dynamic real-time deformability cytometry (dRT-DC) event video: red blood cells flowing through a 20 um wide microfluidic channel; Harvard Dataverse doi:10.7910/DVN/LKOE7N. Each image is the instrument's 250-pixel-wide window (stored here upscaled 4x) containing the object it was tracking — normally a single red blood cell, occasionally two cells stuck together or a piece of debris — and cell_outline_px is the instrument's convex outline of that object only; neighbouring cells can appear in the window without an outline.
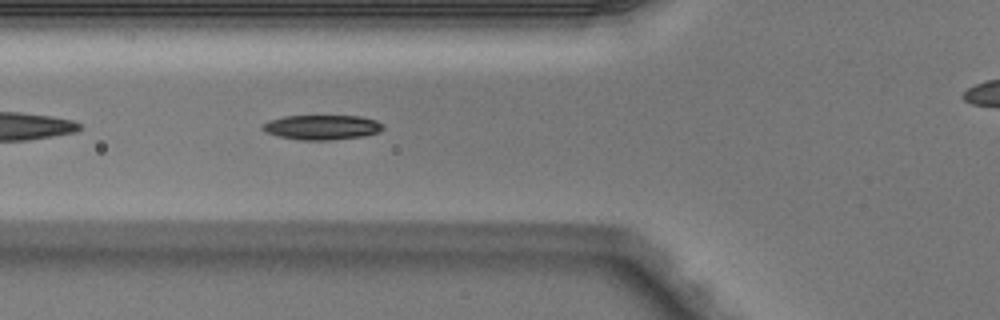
{"species": "Egyptian fruit bat (a non-hibernating species)", "species_latin": "Rousettus aegyptiacus", "temperature_condition": "warm", "stored_images_in_passage": 33, "camera_frame_rate_fps": 3000, "um_per_image_px": 0.085, "animal": {"sex": "male"}, "frame": {"image": 1, "passage_image": 4, "time_ms": 1.0, "image_size_px": [1000, 320], "cell_outline_px": [[384, 128], [380, 132], [364, 136], [328, 140], [300, 140], [276, 136], [264, 132], [260, 128], [260, 124], [268, 120], [284, 116], [360, 116], [376, 120], [384, 124]], "centroid_in_image_um": [27.32, 10.82], "position_along_channel_um": 98.5, "area_um2": 17.69}}
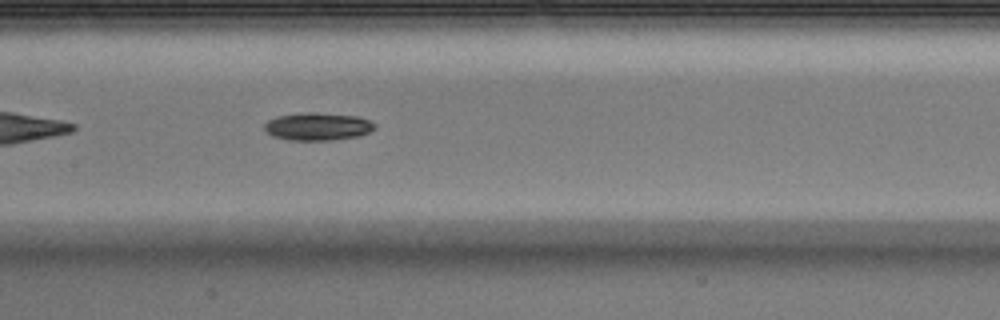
{"frame": {"image": 2, "passage_image": 10, "time_ms": 3.0, "image_size_px": [1000, 320], "cell_outline_px": [[376, 128], [360, 136], [328, 140], [288, 140], [272, 136], [264, 132], [264, 124], [268, 120], [276, 116], [308, 112], [360, 116], [376, 124]], "centroid_in_image_um": [26.98, 10.75], "position_along_channel_um": 180.4, "area_um2": 17.92}}
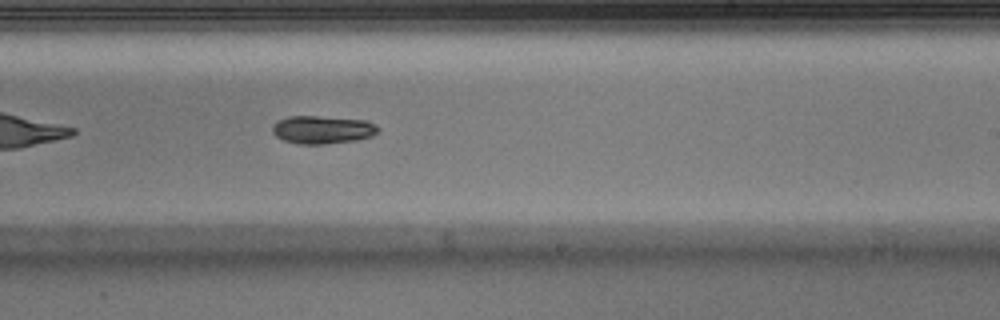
{"frame": {"image": 3, "passage_image": 16, "time_ms": 5.0, "image_size_px": [1000, 320], "cell_outline_px": [[380, 128], [372, 136], [356, 140], [324, 144], [300, 144], [284, 140], [276, 136], [272, 132], [272, 128], [276, 120], [288, 116], [316, 116], [368, 120], [376, 124]], "centroid_in_image_um": [27.41, 11.01], "position_along_channel_um": 261.6, "area_um2": 17.34}}